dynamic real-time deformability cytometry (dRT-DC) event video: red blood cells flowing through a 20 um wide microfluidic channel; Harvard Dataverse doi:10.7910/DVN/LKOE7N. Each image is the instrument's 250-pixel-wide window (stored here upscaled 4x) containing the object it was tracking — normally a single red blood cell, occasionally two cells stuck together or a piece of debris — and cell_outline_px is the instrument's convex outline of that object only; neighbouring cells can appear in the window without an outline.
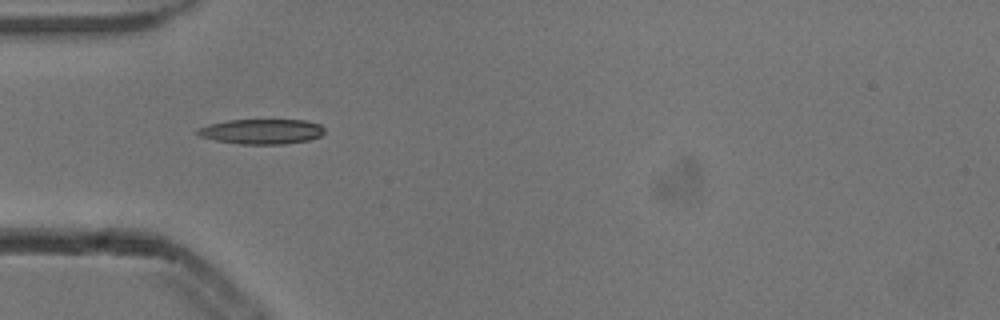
{"species": "common noctule bat (a hibernating species)", "species_latin": "Nyctalus noctula", "temperature_condition": "cold", "stored_images_in_passage": 7, "camera_frame_rate_fps": 3000, "um_per_image_px": 0.085, "animal": {"sex": "male", "body_mass_g": 13.3}, "frame": {"image": 1, "passage_image": 5, "time_ms": 1.333, "image_size_px": [1000, 320], "cell_outline_px": [[324, 132], [320, 136], [308, 140], [284, 144], [240, 144], [216, 140], [200, 136], [196, 132], [200, 128], [212, 124], [228, 120], [304, 120], [320, 124], [324, 128]], "centroid_in_image_um": [22.28, 11.18], "position_along_channel_um": 62.7, "area_um2": 18.26}}
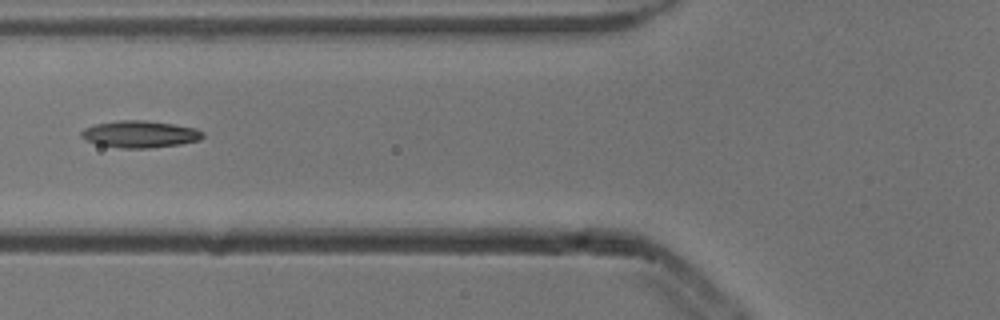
{"frame": {"image": 2, "passage_image": 6, "time_ms": 1.667, "image_size_px": [1000, 320], "cell_outline_px": [[204, 136], [200, 140], [180, 144], [148, 148], [120, 148], [96, 144], [84, 140], [80, 136], [80, 132], [84, 128], [96, 124], [120, 120], [144, 120], [172, 124], [196, 128], [204, 132]], "centroid_in_image_um": [11.88, 11.41], "position_along_channel_um": 113.9, "area_um2": 19.13}}
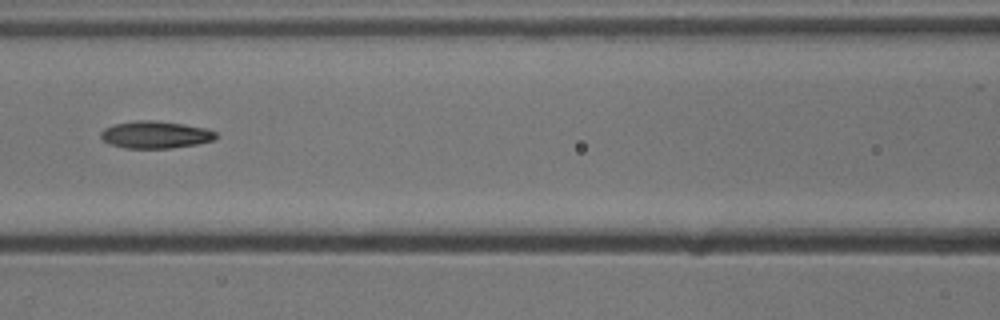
{"frame": {"image": 3, "passage_image": 7, "time_ms": 2.0, "image_size_px": [1000, 320], "cell_outline_px": [[216, 140], [196, 144], [172, 148], [124, 148], [108, 144], [100, 136], [100, 132], [104, 128], [112, 124], [136, 120], [156, 120], [184, 124], [204, 128], [216, 132]], "centroid_in_image_um": [13.18, 11.44], "position_along_channel_um": 153.4, "area_um2": 18.44}}